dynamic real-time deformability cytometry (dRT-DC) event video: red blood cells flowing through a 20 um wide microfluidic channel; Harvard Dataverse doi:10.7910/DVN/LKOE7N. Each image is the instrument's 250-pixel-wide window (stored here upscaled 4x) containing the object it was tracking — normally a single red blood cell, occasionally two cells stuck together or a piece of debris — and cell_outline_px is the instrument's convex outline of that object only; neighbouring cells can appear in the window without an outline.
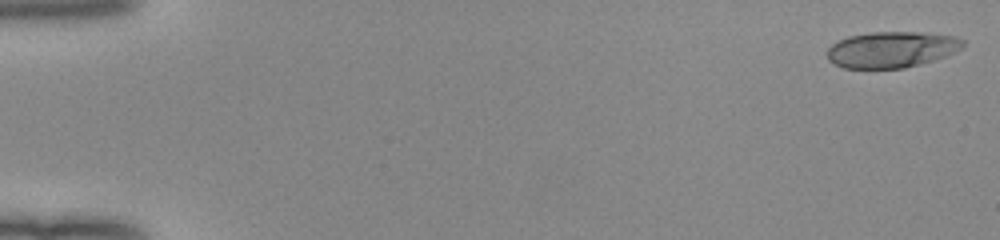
{"species": "human", "species_latin": "Homo sapiens", "temperature_condition": "room temperature", "stored_images_in_passage": 51, "camera_frame_rate_fps": 3000, "um_per_image_px": 0.085, "donor": {"sex": "female"}, "frame": {"image": 1, "passage_image": 1, "time_ms": 0.0, "image_size_px": [1000, 240], "cell_outline_px": [[964, 44], [960, 48], [944, 56], [920, 64], [904, 68], [844, 68], [828, 60], [828, 48], [832, 44], [848, 36], [872, 32], [920, 32], [956, 36], [964, 40]], "centroid_in_image_um": [75.77, 4.2], "position_along_channel_um": 9.2, "area_um2": 28.26}}
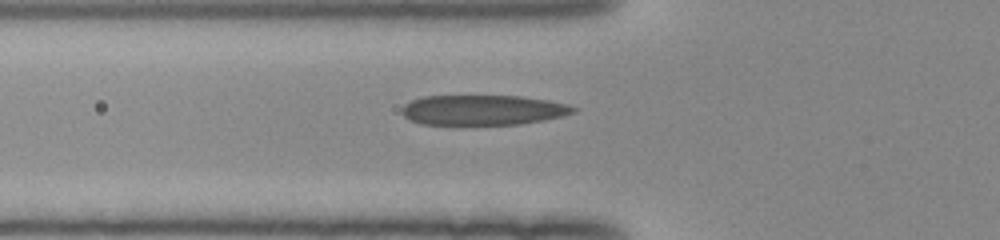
{"frame": {"image": 2, "passage_image": 19, "time_ms": 6.0, "image_size_px": [1000, 240], "cell_outline_px": [[576, 112], [544, 120], [520, 124], [420, 124], [408, 120], [400, 112], [400, 108], [404, 104], [412, 100], [424, 96], [520, 96], [548, 100], [568, 104], [576, 108]], "centroid_in_image_um": [41.01, 9.35], "position_along_channel_um": 84.8, "area_um2": 30.11}}
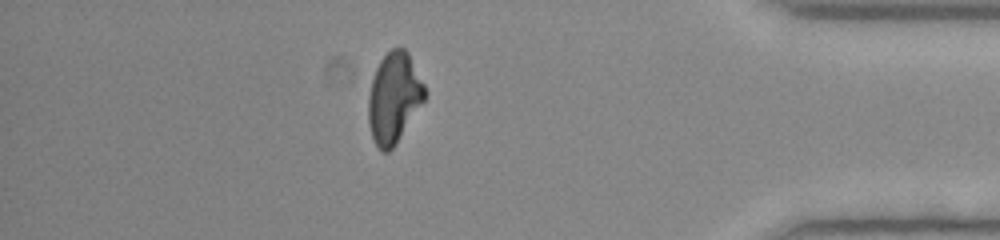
{"frame": {"image": 3, "passage_image": 45, "time_ms": 14.667, "image_size_px": [1000, 240], "cell_outline_px": [[428, 92], [424, 100], [396, 144], [388, 152], [380, 152], [372, 140], [368, 124], [368, 96], [372, 76], [380, 60], [392, 48], [404, 48], [408, 52]], "centroid_in_image_um": [33.46, 8.33], "position_along_channel_um": 401.7, "area_um2": 29.94}, "authors_computed_cell_mechanics": {"area_um2": 30.1716, "velocity_mm_per_s": 4.0328, "shape_relaxation_time_tau1_ms": 5.8546, "shape_relaxation_time_tau2_ms": 1.3743, "deformation_change_tau1": 0.223, "deformation_change_tau2": 0.1221}}